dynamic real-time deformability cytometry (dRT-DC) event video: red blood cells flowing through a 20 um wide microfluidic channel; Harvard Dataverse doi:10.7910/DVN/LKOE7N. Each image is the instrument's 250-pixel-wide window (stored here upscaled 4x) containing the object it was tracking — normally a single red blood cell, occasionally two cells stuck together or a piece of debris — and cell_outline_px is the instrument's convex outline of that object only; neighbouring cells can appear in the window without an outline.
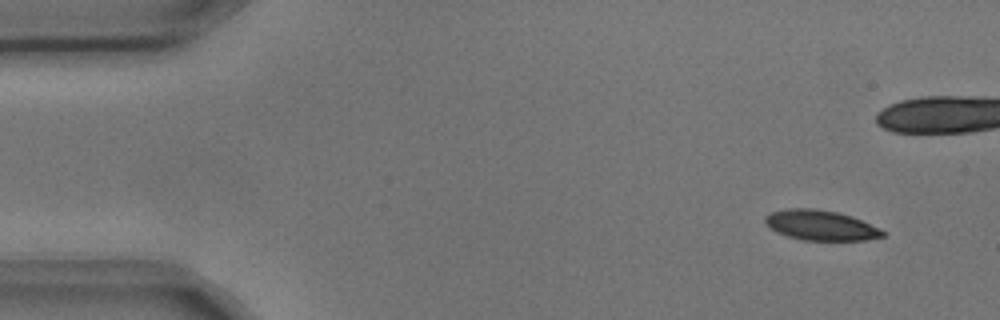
{"species": "common noctule bat (a hibernating species)", "species_latin": "Nyctalus noctula", "temperature_condition": "cold", "stored_images_in_passage": 5, "camera_frame_rate_fps": 3000, "um_per_image_px": 0.085, "animal": {"sex": "male", "body_mass_g": 17.9, "forearm_length_mm": 54.2}, "frame": {"image": 1, "passage_image": 1, "time_ms": 0.0, "image_size_px": [1000, 320], "cell_outline_px": [[884, 236], [868, 240], [800, 240], [776, 232], [768, 228], [764, 220], [764, 216], [768, 212], [788, 208], [812, 208], [836, 212], [852, 216], [880, 228], [884, 232]], "centroid_in_image_um": [69.71, 19.14], "position_along_channel_um": 15.3, "area_um2": 20.81}}